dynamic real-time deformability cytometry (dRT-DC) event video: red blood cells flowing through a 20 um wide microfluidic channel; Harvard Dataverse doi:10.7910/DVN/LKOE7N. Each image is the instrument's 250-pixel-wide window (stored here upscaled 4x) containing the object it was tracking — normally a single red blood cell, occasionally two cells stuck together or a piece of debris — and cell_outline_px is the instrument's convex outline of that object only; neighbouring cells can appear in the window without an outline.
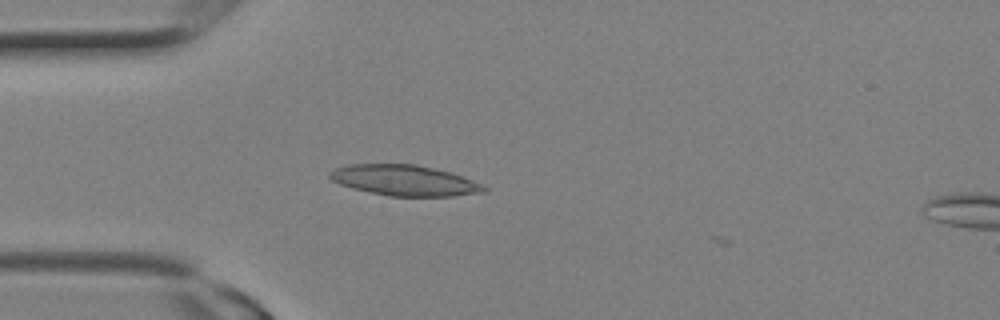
{"species": "Egyptian fruit bat (a non-hibernating species)", "species_latin": "Rousettus aegyptiacus", "temperature_condition": "room temperature", "stored_images_in_passage": 3, "camera_frame_rate_fps": 3000, "um_per_image_px": 0.085, "animal": {"sex": "female"}, "frame": {"image": 1, "passage_image": 2, "time_ms": 0.333, "image_size_px": [1000, 320], "cell_outline_px": [[488, 192], [452, 196], [388, 196], [368, 192], [352, 188], [340, 184], [332, 180], [328, 176], [328, 172], [336, 168], [348, 164], [416, 164], [452, 172], [472, 180], [488, 188]], "centroid_in_image_um": [34.38, 15.33], "position_along_channel_um": 50.6, "area_um2": 27.69}}